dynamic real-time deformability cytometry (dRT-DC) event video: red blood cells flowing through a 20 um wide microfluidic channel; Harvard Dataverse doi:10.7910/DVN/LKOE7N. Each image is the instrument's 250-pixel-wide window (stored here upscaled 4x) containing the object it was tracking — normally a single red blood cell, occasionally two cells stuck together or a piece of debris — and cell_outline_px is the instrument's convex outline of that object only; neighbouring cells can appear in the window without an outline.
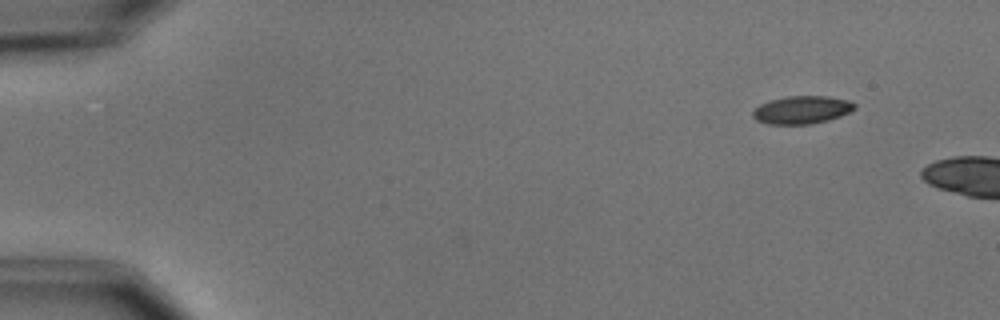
{"species": "common noctule bat (a hibernating species)", "species_latin": "Nyctalus noctula", "temperature_condition": "cold", "stored_images_in_passage": 2, "camera_frame_rate_fps": 3000, "um_per_image_px": 0.085, "animal": {"sex": "male", "body_mass_g": 15.6}, "frame": {"image": 1, "passage_image": 2, "time_ms": 1.333, "image_size_px": [1000, 320], "cell_outline_px": [[856, 108], [840, 116], [828, 120], [808, 124], [768, 124], [756, 120], [752, 116], [752, 112], [760, 104], [772, 100], [788, 96], [828, 96], [848, 100], [856, 104]], "centroid_in_image_um": [68.16, 9.34], "position_along_channel_um": 16.8, "area_um2": 16.42}}